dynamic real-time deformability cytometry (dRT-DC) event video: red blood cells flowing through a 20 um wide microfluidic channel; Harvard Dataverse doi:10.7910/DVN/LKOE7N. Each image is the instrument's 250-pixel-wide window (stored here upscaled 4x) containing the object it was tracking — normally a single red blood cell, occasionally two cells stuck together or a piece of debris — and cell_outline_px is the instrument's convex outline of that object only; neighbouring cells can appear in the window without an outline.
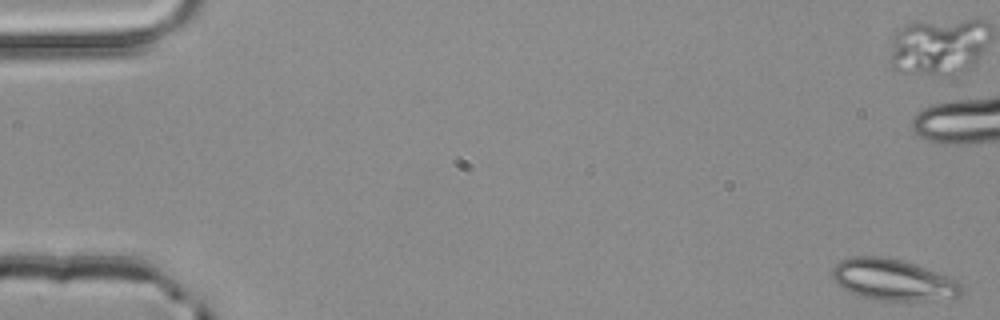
{"species": "common noctule bat (a hibernating species)", "species_latin": "Nyctalus noctula", "temperature_condition": "room temperature", "stored_images_in_passage": 5, "camera_frame_rate_fps": 3000, "um_per_image_px": 0.085, "animal": {"sex": "male", "body_mass_g": 20.4}, "frame": {"image": 1, "passage_image": 1, "time_ms": 0.0, "image_size_px": [1000, 320], "cell_outline_px": [[964, 292], [960, 296], [924, 300], [880, 300], [860, 296], [836, 284], [832, 276], [832, 268], [840, 260], [852, 256], [880, 256], [904, 260], [940, 272], [956, 280], [964, 288]], "centroid_in_image_um": [75.92, 23.76], "position_along_channel_um": 9.1, "area_um2": 31.15}}